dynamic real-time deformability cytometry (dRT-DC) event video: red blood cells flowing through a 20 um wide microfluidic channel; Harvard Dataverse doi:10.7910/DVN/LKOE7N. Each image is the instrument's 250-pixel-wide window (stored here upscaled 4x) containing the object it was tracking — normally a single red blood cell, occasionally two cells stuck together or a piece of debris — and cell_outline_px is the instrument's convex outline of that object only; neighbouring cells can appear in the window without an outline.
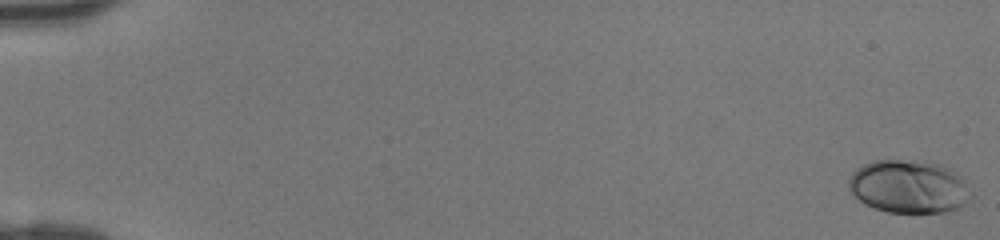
{"species": "human", "species_latin": "Homo sapiens", "temperature_condition": "room temperature", "stored_images_in_passage": 47, "camera_frame_rate_fps": 3000, "um_per_image_px": 0.085, "donor": {"sex": "female"}, "frame": {"image": 1, "passage_image": 1, "time_ms": 0.0, "image_size_px": [1000, 240], "cell_outline_px": [[972, 196], [956, 208], [944, 212], [888, 212], [864, 204], [848, 188], [848, 180], [852, 172], [856, 168], [872, 160], [900, 160], [940, 164], [964, 176], [972, 192]], "centroid_in_image_um": [77.25, 15.85], "position_along_channel_um": 7.7, "area_um2": 37.8}}
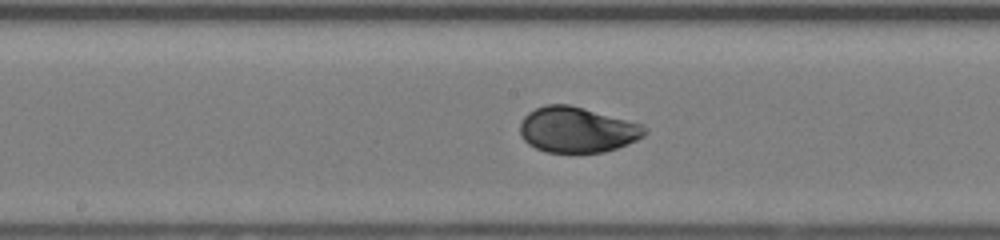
{"frame": {"image": 2, "passage_image": 26, "time_ms": 8.333, "image_size_px": [1000, 240], "cell_outline_px": [[648, 132], [644, 136], [628, 144], [604, 152], [544, 152], [528, 144], [524, 140], [520, 132], [520, 124], [524, 116], [528, 112], [544, 104], [568, 104], [640, 124], [648, 128]], "centroid_in_image_um": [49.03, 11.03], "position_along_channel_um": 199.2, "area_um2": 32.89}}
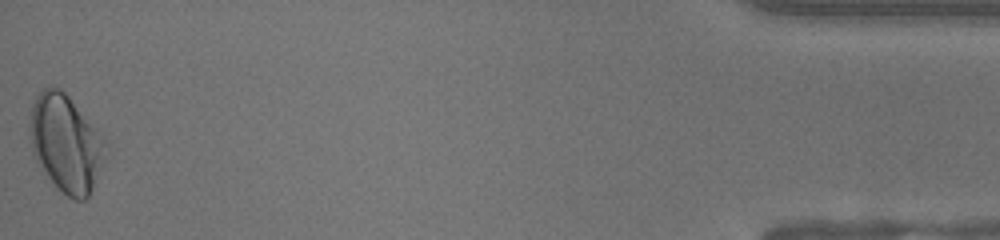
{"frame": {"image": 3, "passage_image": 47, "time_ms": 15.333, "image_size_px": [1000, 240], "cell_outline_px": [[104, 160], [92, 188], [88, 196], [84, 200], [76, 200], [68, 196], [48, 176], [36, 160], [32, 152], [28, 132], [28, 124], [32, 104], [36, 96], [44, 88], [60, 88], [68, 96], [104, 136]], "centroid_in_image_um": [5.56, 12.14], "position_along_channel_um": 429.6, "area_um2": 42.25}}